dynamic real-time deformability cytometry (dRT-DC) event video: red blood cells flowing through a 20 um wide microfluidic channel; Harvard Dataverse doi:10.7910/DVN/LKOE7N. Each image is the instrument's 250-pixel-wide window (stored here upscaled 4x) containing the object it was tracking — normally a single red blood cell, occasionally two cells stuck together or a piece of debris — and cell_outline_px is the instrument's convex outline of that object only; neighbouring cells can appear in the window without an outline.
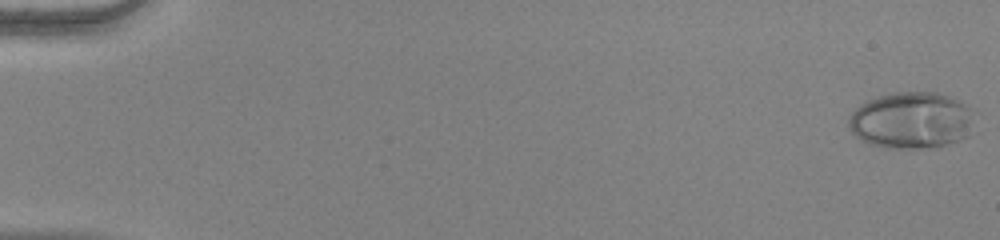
{"species": "human", "species_latin": "Homo sapiens", "temperature_condition": "warm", "stored_images_in_passage": 54, "camera_frame_rate_fps": 3000, "um_per_image_px": 0.085, "donor": {"sex": "female"}, "frame": {"image": 1, "passage_image": 1, "time_ms": 0.0, "image_size_px": [1000, 240], "cell_outline_px": [[980, 112], [968, 136], [960, 140], [948, 144], [932, 148], [884, 148], [872, 144], [856, 136], [848, 128], [848, 120], [852, 112], [860, 104], [868, 100], [880, 96], [896, 92], [936, 92], [960, 100], [976, 108]], "centroid_in_image_um": [77.58, 10.22], "position_along_channel_um": 7.4, "area_um2": 42.43}}
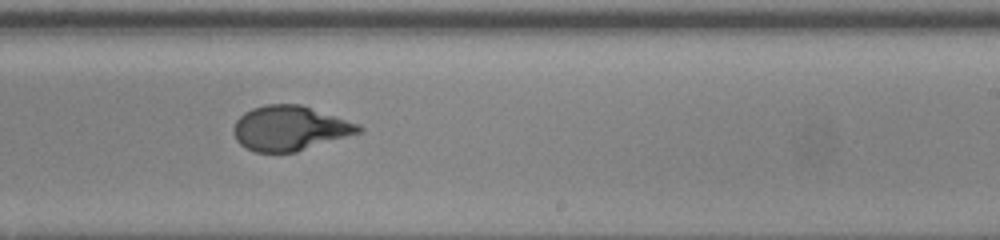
{"frame": {"image": 2, "passage_image": 35, "time_ms": 11.333, "image_size_px": [1000, 240], "cell_outline_px": [[364, 132], [296, 152], [256, 152], [240, 144], [236, 140], [232, 132], [232, 128], [236, 120], [244, 112], [252, 108], [264, 104], [300, 104], [360, 124], [364, 128]], "centroid_in_image_um": [24.65, 10.9], "position_along_channel_um": 264.3, "area_um2": 32.89}}
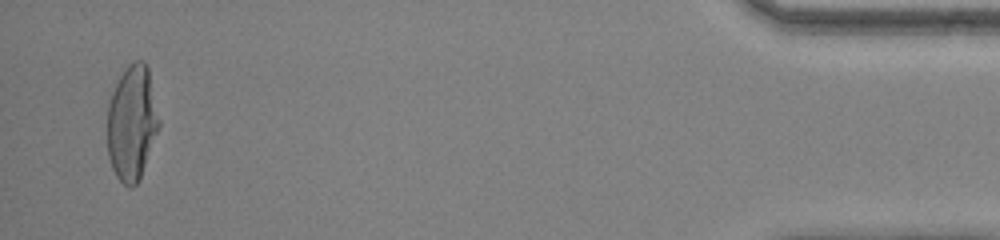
{"frame": {"image": 3, "passage_image": 53, "time_ms": 17.333, "image_size_px": [1000, 240], "cell_outline_px": [[160, 124], [140, 180], [132, 188], [128, 188], [116, 176], [112, 168], [108, 156], [108, 104], [112, 92], [124, 68], [128, 64], [136, 60], [144, 60], [148, 68], [160, 120]], "centroid_in_image_um": [11.22, 10.45], "position_along_channel_um": 424.0, "area_um2": 34.74}, "authors_computed_cell_mechanics": {"area_um2": 34.2465, "velocity_mm_per_s": 3.9016, "shape_relaxation_time_tau1_ms": 9.1333, "shape_relaxation_time_tau2_ms": null, "deformation_change_tau1": 0.401, "deformation_change_tau2": null}}